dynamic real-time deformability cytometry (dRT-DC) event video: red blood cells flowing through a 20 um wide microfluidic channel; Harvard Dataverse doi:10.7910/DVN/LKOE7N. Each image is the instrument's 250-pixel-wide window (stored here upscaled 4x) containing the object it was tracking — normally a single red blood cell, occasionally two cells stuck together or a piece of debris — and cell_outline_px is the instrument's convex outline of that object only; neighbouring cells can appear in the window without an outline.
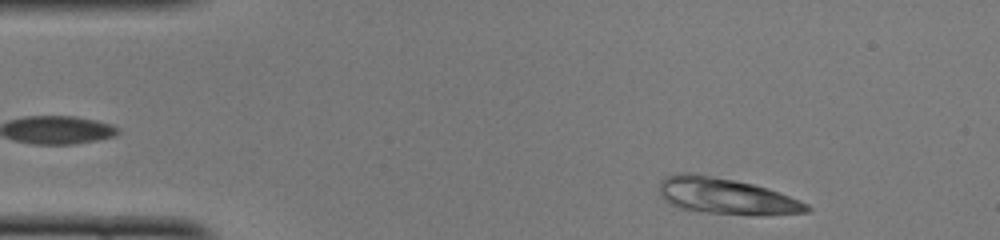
{"species": "common noctule bat (a hibernating species)", "species_latin": "Nyctalus noctula", "temperature_condition": "cold", "stored_images_in_passage": 39, "camera_frame_rate_fps": 3000, "um_per_image_px": 0.085, "animal": {"sex": "female", "body_mass_g": 22.0, "forearm_length_mm": 56.7}, "frame": {"image": 1, "passage_image": 2, "time_ms": 0.333, "image_size_px": [1000, 240], "cell_outline_px": [[812, 208], [808, 212], [708, 212], [680, 208], [668, 204], [660, 196], [660, 184], [668, 176], [676, 172], [692, 172], [752, 184], [800, 200], [808, 204]], "centroid_in_image_um": [61.57, 16.61], "position_along_channel_um": 23.4, "area_um2": 29.42}}
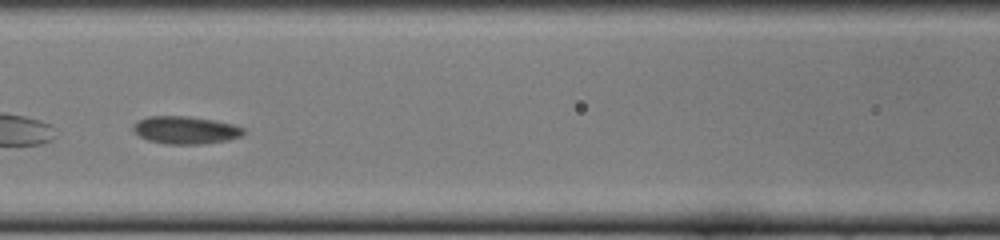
{"frame": {"image": 2, "passage_image": 18, "time_ms": 5.667, "image_size_px": [1000, 240], "cell_outline_px": [[244, 132], [240, 136], [228, 140], [200, 144], [164, 144], [148, 140], [140, 136], [132, 128], [132, 124], [136, 120], [148, 116], [188, 116], [212, 120], [232, 124], [244, 128]], "centroid_in_image_um": [15.72, 11.05], "position_along_channel_um": 150.9, "area_um2": 17.74}}
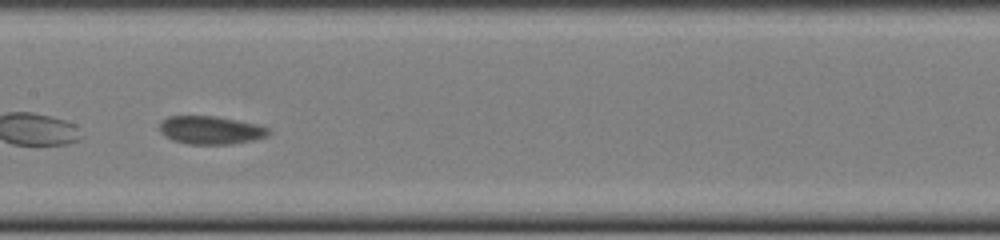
{"frame": {"image": 3, "passage_image": 21, "time_ms": 6.667, "image_size_px": [1000, 240], "cell_outline_px": [[272, 132], [268, 136], [252, 140], [232, 144], [188, 144], [172, 140], [164, 136], [160, 132], [160, 120], [168, 116], [216, 116], [256, 124], [268, 128]], "centroid_in_image_um": [17.88, 11.06], "position_along_channel_um": 189.5, "area_um2": 17.98}, "authors_computed_cell_mechanics": {"area_um2": 18.0914, "velocity_mm_per_s": 3.9001, "shape_relaxation_time_tau1_ms": 4.377, "shape_relaxation_time_tau2_ms": 2.7869, "deformation_change_tau1": 0.0844, "deformation_change_tau2": 0.0686}}